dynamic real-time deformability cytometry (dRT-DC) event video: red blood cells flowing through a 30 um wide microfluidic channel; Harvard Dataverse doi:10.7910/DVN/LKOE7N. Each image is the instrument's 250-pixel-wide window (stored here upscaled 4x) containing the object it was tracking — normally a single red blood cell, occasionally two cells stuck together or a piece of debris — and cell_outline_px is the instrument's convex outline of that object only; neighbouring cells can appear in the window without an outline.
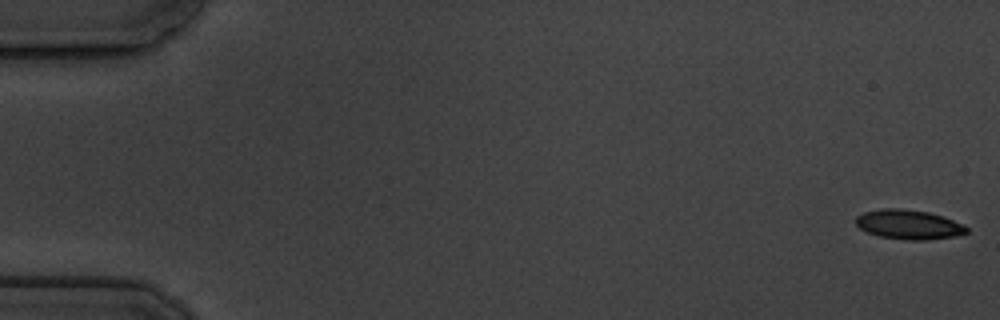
{"species": "common noctule bat (a hibernating species)", "species_latin": "Nyctalus noctula", "temperature_condition": "cold", "stored_images_in_passage": 6, "camera_frame_rate_fps": 3000, "um_per_image_px": 0.085, "animal": {"sex": "male", "body_mass_g": 19.5, "forearm_length_mm": 54.6}, "frame": {"image": 1, "passage_image": 1, "time_ms": 0.0, "image_size_px": [1000, 320], "cell_outline_px": [[968, 232], [956, 236], [928, 240], [904, 240], [880, 236], [868, 232], [860, 228], [856, 224], [856, 216], [864, 212], [884, 208], [900, 208], [928, 212], [944, 216], [964, 224], [968, 228]], "centroid_in_image_um": [77.28, 19.08], "position_along_channel_um": 7.7, "area_um2": 19.13}}
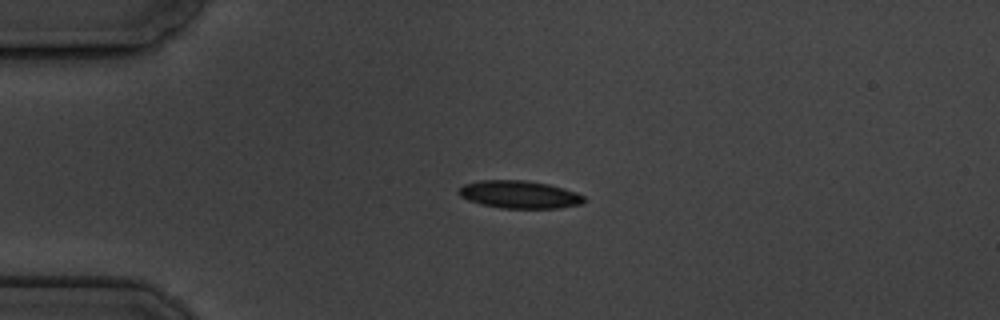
{"frame": {"image": 2, "passage_image": 5, "time_ms": 4.333, "image_size_px": [1000, 320], "cell_outline_px": [[584, 200], [580, 204], [560, 208], [504, 208], [484, 204], [468, 200], [460, 196], [456, 192], [464, 184], [480, 180], [524, 180], [548, 184], [564, 188], [576, 192], [584, 196]], "centroid_in_image_um": [44.14, 16.52], "position_along_channel_um": 40.9, "area_um2": 20.06}}